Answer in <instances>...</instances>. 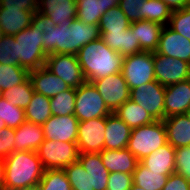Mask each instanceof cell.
<instances>
[{"label":"cell","mask_w":190,"mask_h":190,"mask_svg":"<svg viewBox=\"0 0 190 190\" xmlns=\"http://www.w3.org/2000/svg\"><path fill=\"white\" fill-rule=\"evenodd\" d=\"M43 32V49L46 54H74L89 42L100 38L99 24H86L77 18L55 25L46 15L34 13L32 23Z\"/></svg>","instance_id":"6da1fadb"},{"label":"cell","mask_w":190,"mask_h":190,"mask_svg":"<svg viewBox=\"0 0 190 190\" xmlns=\"http://www.w3.org/2000/svg\"><path fill=\"white\" fill-rule=\"evenodd\" d=\"M78 61L86 81L120 73L124 57L109 48L100 38L83 46Z\"/></svg>","instance_id":"7a4b0ae2"},{"label":"cell","mask_w":190,"mask_h":190,"mask_svg":"<svg viewBox=\"0 0 190 190\" xmlns=\"http://www.w3.org/2000/svg\"><path fill=\"white\" fill-rule=\"evenodd\" d=\"M4 160V190H23L37 185L45 171L34 151H14Z\"/></svg>","instance_id":"3957f363"},{"label":"cell","mask_w":190,"mask_h":190,"mask_svg":"<svg viewBox=\"0 0 190 190\" xmlns=\"http://www.w3.org/2000/svg\"><path fill=\"white\" fill-rule=\"evenodd\" d=\"M167 143L163 120L132 129L127 149L140 161Z\"/></svg>","instance_id":"277c9868"},{"label":"cell","mask_w":190,"mask_h":190,"mask_svg":"<svg viewBox=\"0 0 190 190\" xmlns=\"http://www.w3.org/2000/svg\"><path fill=\"white\" fill-rule=\"evenodd\" d=\"M42 34L43 32H40L31 24L25 30L14 35L15 40L18 42L19 66L28 71L45 66L48 55L43 49L44 39Z\"/></svg>","instance_id":"5b68a950"},{"label":"cell","mask_w":190,"mask_h":190,"mask_svg":"<svg viewBox=\"0 0 190 190\" xmlns=\"http://www.w3.org/2000/svg\"><path fill=\"white\" fill-rule=\"evenodd\" d=\"M75 102L74 116L79 122L107 117L112 113L93 83L89 81L76 88Z\"/></svg>","instance_id":"8992f818"},{"label":"cell","mask_w":190,"mask_h":190,"mask_svg":"<svg viewBox=\"0 0 190 190\" xmlns=\"http://www.w3.org/2000/svg\"><path fill=\"white\" fill-rule=\"evenodd\" d=\"M45 170L64 169L78 161L77 143L45 139L36 150Z\"/></svg>","instance_id":"52a82bcc"},{"label":"cell","mask_w":190,"mask_h":190,"mask_svg":"<svg viewBox=\"0 0 190 190\" xmlns=\"http://www.w3.org/2000/svg\"><path fill=\"white\" fill-rule=\"evenodd\" d=\"M121 73L130 90L154 81L153 52L142 51L124 57Z\"/></svg>","instance_id":"ba28073f"},{"label":"cell","mask_w":190,"mask_h":190,"mask_svg":"<svg viewBox=\"0 0 190 190\" xmlns=\"http://www.w3.org/2000/svg\"><path fill=\"white\" fill-rule=\"evenodd\" d=\"M166 87L156 80L130 90V100L139 104L154 120H164Z\"/></svg>","instance_id":"9c48e42d"},{"label":"cell","mask_w":190,"mask_h":190,"mask_svg":"<svg viewBox=\"0 0 190 190\" xmlns=\"http://www.w3.org/2000/svg\"><path fill=\"white\" fill-rule=\"evenodd\" d=\"M45 67L60 77L70 88L76 89L86 81L77 55L48 54Z\"/></svg>","instance_id":"30bf717a"},{"label":"cell","mask_w":190,"mask_h":190,"mask_svg":"<svg viewBox=\"0 0 190 190\" xmlns=\"http://www.w3.org/2000/svg\"><path fill=\"white\" fill-rule=\"evenodd\" d=\"M92 83L112 113L130 99V89L121 72L93 80Z\"/></svg>","instance_id":"8fae6325"},{"label":"cell","mask_w":190,"mask_h":190,"mask_svg":"<svg viewBox=\"0 0 190 190\" xmlns=\"http://www.w3.org/2000/svg\"><path fill=\"white\" fill-rule=\"evenodd\" d=\"M155 80L164 87L190 78V64L153 52Z\"/></svg>","instance_id":"7c38bea8"},{"label":"cell","mask_w":190,"mask_h":190,"mask_svg":"<svg viewBox=\"0 0 190 190\" xmlns=\"http://www.w3.org/2000/svg\"><path fill=\"white\" fill-rule=\"evenodd\" d=\"M106 117L81 121L78 125L79 153H100L104 149Z\"/></svg>","instance_id":"4fadbf2b"},{"label":"cell","mask_w":190,"mask_h":190,"mask_svg":"<svg viewBox=\"0 0 190 190\" xmlns=\"http://www.w3.org/2000/svg\"><path fill=\"white\" fill-rule=\"evenodd\" d=\"M78 125L74 115H52L42 127L47 140L77 143Z\"/></svg>","instance_id":"5bb4252c"},{"label":"cell","mask_w":190,"mask_h":190,"mask_svg":"<svg viewBox=\"0 0 190 190\" xmlns=\"http://www.w3.org/2000/svg\"><path fill=\"white\" fill-rule=\"evenodd\" d=\"M155 52L167 57L178 58L190 64V40L168 26H163Z\"/></svg>","instance_id":"9a60e30c"},{"label":"cell","mask_w":190,"mask_h":190,"mask_svg":"<svg viewBox=\"0 0 190 190\" xmlns=\"http://www.w3.org/2000/svg\"><path fill=\"white\" fill-rule=\"evenodd\" d=\"M189 108L190 78L166 87L164 118L185 114Z\"/></svg>","instance_id":"2e32d148"},{"label":"cell","mask_w":190,"mask_h":190,"mask_svg":"<svg viewBox=\"0 0 190 190\" xmlns=\"http://www.w3.org/2000/svg\"><path fill=\"white\" fill-rule=\"evenodd\" d=\"M34 92L52 98L70 87L58 76L50 72L45 66L29 71Z\"/></svg>","instance_id":"e0dca14e"},{"label":"cell","mask_w":190,"mask_h":190,"mask_svg":"<svg viewBox=\"0 0 190 190\" xmlns=\"http://www.w3.org/2000/svg\"><path fill=\"white\" fill-rule=\"evenodd\" d=\"M105 130L104 149L122 150L127 147L132 129L114 113L106 117Z\"/></svg>","instance_id":"ac0fdd59"},{"label":"cell","mask_w":190,"mask_h":190,"mask_svg":"<svg viewBox=\"0 0 190 190\" xmlns=\"http://www.w3.org/2000/svg\"><path fill=\"white\" fill-rule=\"evenodd\" d=\"M78 161L90 174V190H106L110 172L105 168L100 153H79Z\"/></svg>","instance_id":"d6986e66"},{"label":"cell","mask_w":190,"mask_h":190,"mask_svg":"<svg viewBox=\"0 0 190 190\" xmlns=\"http://www.w3.org/2000/svg\"><path fill=\"white\" fill-rule=\"evenodd\" d=\"M100 39L105 44L119 53L121 56L126 57L133 55L143 50L140 48V43L136 39L135 33H132L131 28H127L123 32H100Z\"/></svg>","instance_id":"ffe728a7"},{"label":"cell","mask_w":190,"mask_h":190,"mask_svg":"<svg viewBox=\"0 0 190 190\" xmlns=\"http://www.w3.org/2000/svg\"><path fill=\"white\" fill-rule=\"evenodd\" d=\"M44 140L42 125L25 121L18 128H15L14 151L36 152Z\"/></svg>","instance_id":"44dd1931"},{"label":"cell","mask_w":190,"mask_h":190,"mask_svg":"<svg viewBox=\"0 0 190 190\" xmlns=\"http://www.w3.org/2000/svg\"><path fill=\"white\" fill-rule=\"evenodd\" d=\"M37 12L49 17L55 25H60L76 18V0H39Z\"/></svg>","instance_id":"7402d4cb"},{"label":"cell","mask_w":190,"mask_h":190,"mask_svg":"<svg viewBox=\"0 0 190 190\" xmlns=\"http://www.w3.org/2000/svg\"><path fill=\"white\" fill-rule=\"evenodd\" d=\"M175 153L176 149L171 144L166 143L139 162L150 171L171 175L175 173Z\"/></svg>","instance_id":"603a6c76"},{"label":"cell","mask_w":190,"mask_h":190,"mask_svg":"<svg viewBox=\"0 0 190 190\" xmlns=\"http://www.w3.org/2000/svg\"><path fill=\"white\" fill-rule=\"evenodd\" d=\"M167 143L175 149L190 146V119L185 114L172 115L163 120Z\"/></svg>","instance_id":"cb8c5ba5"},{"label":"cell","mask_w":190,"mask_h":190,"mask_svg":"<svg viewBox=\"0 0 190 190\" xmlns=\"http://www.w3.org/2000/svg\"><path fill=\"white\" fill-rule=\"evenodd\" d=\"M105 168L110 172H121L133 174L139 160L127 149L122 150H107L103 149L100 152Z\"/></svg>","instance_id":"d4e9b609"},{"label":"cell","mask_w":190,"mask_h":190,"mask_svg":"<svg viewBox=\"0 0 190 190\" xmlns=\"http://www.w3.org/2000/svg\"><path fill=\"white\" fill-rule=\"evenodd\" d=\"M120 0H76V18L86 24H99L102 15L119 5Z\"/></svg>","instance_id":"484cf974"},{"label":"cell","mask_w":190,"mask_h":190,"mask_svg":"<svg viewBox=\"0 0 190 190\" xmlns=\"http://www.w3.org/2000/svg\"><path fill=\"white\" fill-rule=\"evenodd\" d=\"M130 28L135 33L143 51L155 52L163 26L157 22L140 20L131 22Z\"/></svg>","instance_id":"4316f807"},{"label":"cell","mask_w":190,"mask_h":190,"mask_svg":"<svg viewBox=\"0 0 190 190\" xmlns=\"http://www.w3.org/2000/svg\"><path fill=\"white\" fill-rule=\"evenodd\" d=\"M34 13L19 9H0V28L4 35L14 36L28 28Z\"/></svg>","instance_id":"83f0119b"},{"label":"cell","mask_w":190,"mask_h":190,"mask_svg":"<svg viewBox=\"0 0 190 190\" xmlns=\"http://www.w3.org/2000/svg\"><path fill=\"white\" fill-rule=\"evenodd\" d=\"M114 114L123 120L131 129L155 121L144 108L130 99L125 101Z\"/></svg>","instance_id":"f1b7e54d"},{"label":"cell","mask_w":190,"mask_h":190,"mask_svg":"<svg viewBox=\"0 0 190 190\" xmlns=\"http://www.w3.org/2000/svg\"><path fill=\"white\" fill-rule=\"evenodd\" d=\"M50 98L34 92L28 106L24 109L28 122L43 125L51 116Z\"/></svg>","instance_id":"f546056e"},{"label":"cell","mask_w":190,"mask_h":190,"mask_svg":"<svg viewBox=\"0 0 190 190\" xmlns=\"http://www.w3.org/2000/svg\"><path fill=\"white\" fill-rule=\"evenodd\" d=\"M132 176L133 184L145 190H162L169 177V175L148 170L140 162L137 164Z\"/></svg>","instance_id":"4dcf8cb0"},{"label":"cell","mask_w":190,"mask_h":190,"mask_svg":"<svg viewBox=\"0 0 190 190\" xmlns=\"http://www.w3.org/2000/svg\"><path fill=\"white\" fill-rule=\"evenodd\" d=\"M130 25L131 22L119 6L109 9L99 22L100 32H123Z\"/></svg>","instance_id":"1f68e13d"},{"label":"cell","mask_w":190,"mask_h":190,"mask_svg":"<svg viewBox=\"0 0 190 190\" xmlns=\"http://www.w3.org/2000/svg\"><path fill=\"white\" fill-rule=\"evenodd\" d=\"M76 89L70 88L50 98V109L54 116L74 115Z\"/></svg>","instance_id":"d6a6232c"},{"label":"cell","mask_w":190,"mask_h":190,"mask_svg":"<svg viewBox=\"0 0 190 190\" xmlns=\"http://www.w3.org/2000/svg\"><path fill=\"white\" fill-rule=\"evenodd\" d=\"M34 89L29 77L21 84L4 91L3 97L14 106L25 109L31 101Z\"/></svg>","instance_id":"836d02e7"},{"label":"cell","mask_w":190,"mask_h":190,"mask_svg":"<svg viewBox=\"0 0 190 190\" xmlns=\"http://www.w3.org/2000/svg\"><path fill=\"white\" fill-rule=\"evenodd\" d=\"M29 77V71L22 66L0 64V87L3 92L23 83Z\"/></svg>","instance_id":"e575fe53"},{"label":"cell","mask_w":190,"mask_h":190,"mask_svg":"<svg viewBox=\"0 0 190 190\" xmlns=\"http://www.w3.org/2000/svg\"><path fill=\"white\" fill-rule=\"evenodd\" d=\"M171 15V9L160 0H147L144 4V20L167 26Z\"/></svg>","instance_id":"d590c367"},{"label":"cell","mask_w":190,"mask_h":190,"mask_svg":"<svg viewBox=\"0 0 190 190\" xmlns=\"http://www.w3.org/2000/svg\"><path fill=\"white\" fill-rule=\"evenodd\" d=\"M39 185L42 190H72L63 169L45 170Z\"/></svg>","instance_id":"8d00e7d4"},{"label":"cell","mask_w":190,"mask_h":190,"mask_svg":"<svg viewBox=\"0 0 190 190\" xmlns=\"http://www.w3.org/2000/svg\"><path fill=\"white\" fill-rule=\"evenodd\" d=\"M0 119L9 128H18L26 121L24 109L9 103L3 96L0 98Z\"/></svg>","instance_id":"74e56055"},{"label":"cell","mask_w":190,"mask_h":190,"mask_svg":"<svg viewBox=\"0 0 190 190\" xmlns=\"http://www.w3.org/2000/svg\"><path fill=\"white\" fill-rule=\"evenodd\" d=\"M72 190H90V174L79 161L71 163L64 169Z\"/></svg>","instance_id":"f35d334b"},{"label":"cell","mask_w":190,"mask_h":190,"mask_svg":"<svg viewBox=\"0 0 190 190\" xmlns=\"http://www.w3.org/2000/svg\"><path fill=\"white\" fill-rule=\"evenodd\" d=\"M17 44L14 36L4 35L0 39V64L19 66Z\"/></svg>","instance_id":"ab89813d"},{"label":"cell","mask_w":190,"mask_h":190,"mask_svg":"<svg viewBox=\"0 0 190 190\" xmlns=\"http://www.w3.org/2000/svg\"><path fill=\"white\" fill-rule=\"evenodd\" d=\"M167 26L190 40V7L172 11V15Z\"/></svg>","instance_id":"60d3db41"},{"label":"cell","mask_w":190,"mask_h":190,"mask_svg":"<svg viewBox=\"0 0 190 190\" xmlns=\"http://www.w3.org/2000/svg\"><path fill=\"white\" fill-rule=\"evenodd\" d=\"M147 0H120L119 8L130 22L144 20V4Z\"/></svg>","instance_id":"b9f144b4"},{"label":"cell","mask_w":190,"mask_h":190,"mask_svg":"<svg viewBox=\"0 0 190 190\" xmlns=\"http://www.w3.org/2000/svg\"><path fill=\"white\" fill-rule=\"evenodd\" d=\"M175 173L190 181V146L176 148Z\"/></svg>","instance_id":"7bdbcfd3"},{"label":"cell","mask_w":190,"mask_h":190,"mask_svg":"<svg viewBox=\"0 0 190 190\" xmlns=\"http://www.w3.org/2000/svg\"><path fill=\"white\" fill-rule=\"evenodd\" d=\"M133 185V176L128 173H109L106 190H129Z\"/></svg>","instance_id":"ee69618b"},{"label":"cell","mask_w":190,"mask_h":190,"mask_svg":"<svg viewBox=\"0 0 190 190\" xmlns=\"http://www.w3.org/2000/svg\"><path fill=\"white\" fill-rule=\"evenodd\" d=\"M15 129L4 127L0 130V157L6 158L14 152Z\"/></svg>","instance_id":"f6af8a7d"},{"label":"cell","mask_w":190,"mask_h":190,"mask_svg":"<svg viewBox=\"0 0 190 190\" xmlns=\"http://www.w3.org/2000/svg\"><path fill=\"white\" fill-rule=\"evenodd\" d=\"M39 0H0V9H19L37 12Z\"/></svg>","instance_id":"bcb514c9"},{"label":"cell","mask_w":190,"mask_h":190,"mask_svg":"<svg viewBox=\"0 0 190 190\" xmlns=\"http://www.w3.org/2000/svg\"><path fill=\"white\" fill-rule=\"evenodd\" d=\"M162 190H190V181L181 175L173 173L169 175Z\"/></svg>","instance_id":"7dc6e473"},{"label":"cell","mask_w":190,"mask_h":190,"mask_svg":"<svg viewBox=\"0 0 190 190\" xmlns=\"http://www.w3.org/2000/svg\"><path fill=\"white\" fill-rule=\"evenodd\" d=\"M165 3L171 11L181 10L190 7V0H160Z\"/></svg>","instance_id":"c3c4849f"},{"label":"cell","mask_w":190,"mask_h":190,"mask_svg":"<svg viewBox=\"0 0 190 190\" xmlns=\"http://www.w3.org/2000/svg\"><path fill=\"white\" fill-rule=\"evenodd\" d=\"M5 160L0 157V190H4Z\"/></svg>","instance_id":"681fc988"},{"label":"cell","mask_w":190,"mask_h":190,"mask_svg":"<svg viewBox=\"0 0 190 190\" xmlns=\"http://www.w3.org/2000/svg\"><path fill=\"white\" fill-rule=\"evenodd\" d=\"M23 190H42V189H41L40 185L37 184V185L29 186Z\"/></svg>","instance_id":"f907efd6"},{"label":"cell","mask_w":190,"mask_h":190,"mask_svg":"<svg viewBox=\"0 0 190 190\" xmlns=\"http://www.w3.org/2000/svg\"><path fill=\"white\" fill-rule=\"evenodd\" d=\"M129 190H145V189H142L141 187H138L133 184Z\"/></svg>","instance_id":"816d5d0a"},{"label":"cell","mask_w":190,"mask_h":190,"mask_svg":"<svg viewBox=\"0 0 190 190\" xmlns=\"http://www.w3.org/2000/svg\"><path fill=\"white\" fill-rule=\"evenodd\" d=\"M4 127H6V124L4 123L3 119H0V130Z\"/></svg>","instance_id":"f5cc1de1"},{"label":"cell","mask_w":190,"mask_h":190,"mask_svg":"<svg viewBox=\"0 0 190 190\" xmlns=\"http://www.w3.org/2000/svg\"><path fill=\"white\" fill-rule=\"evenodd\" d=\"M185 115L190 119V108L186 111Z\"/></svg>","instance_id":"db71d44e"},{"label":"cell","mask_w":190,"mask_h":190,"mask_svg":"<svg viewBox=\"0 0 190 190\" xmlns=\"http://www.w3.org/2000/svg\"><path fill=\"white\" fill-rule=\"evenodd\" d=\"M4 92L2 90V88L0 87V98L3 96Z\"/></svg>","instance_id":"11a10c76"},{"label":"cell","mask_w":190,"mask_h":190,"mask_svg":"<svg viewBox=\"0 0 190 190\" xmlns=\"http://www.w3.org/2000/svg\"><path fill=\"white\" fill-rule=\"evenodd\" d=\"M4 36V33L1 31V28H0V39Z\"/></svg>","instance_id":"9f6ffc18"}]
</instances>
